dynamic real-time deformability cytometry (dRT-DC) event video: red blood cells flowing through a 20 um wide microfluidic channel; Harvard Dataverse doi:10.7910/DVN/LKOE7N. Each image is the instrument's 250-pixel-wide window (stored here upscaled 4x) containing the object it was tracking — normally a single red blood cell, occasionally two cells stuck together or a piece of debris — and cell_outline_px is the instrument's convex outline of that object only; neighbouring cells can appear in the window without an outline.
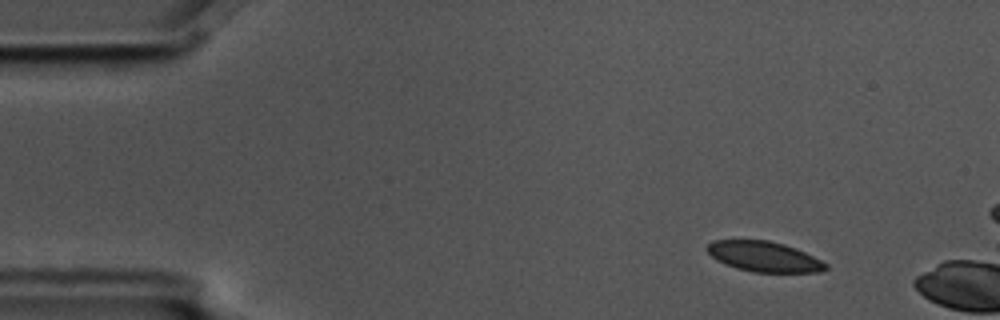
{"species": "common noctule bat (a hibernating species)", "species_latin": "Nyctalus noctula", "temperature_condition": "cold", "stored_images_in_passage": 3, "camera_frame_rate_fps": 3000, "um_per_image_px": 0.085, "animal": {"sex": "male", "body_mass_g": 17.5, "forearm_length_mm": 52.3}, "frame": {"image": 1, "passage_image": 2, "time_ms": 0.333, "image_size_px": [1000, 320], "cell_outline_px": [[828, 268], [820, 272], [752, 272], [736, 268], [724, 264], [716, 260], [704, 248], [712, 240], [768, 240], [784, 244], [796, 248], [828, 264]], "centroid_in_image_um": [64.91, 21.81], "position_along_channel_um": 20.1, "area_um2": 20.98}}